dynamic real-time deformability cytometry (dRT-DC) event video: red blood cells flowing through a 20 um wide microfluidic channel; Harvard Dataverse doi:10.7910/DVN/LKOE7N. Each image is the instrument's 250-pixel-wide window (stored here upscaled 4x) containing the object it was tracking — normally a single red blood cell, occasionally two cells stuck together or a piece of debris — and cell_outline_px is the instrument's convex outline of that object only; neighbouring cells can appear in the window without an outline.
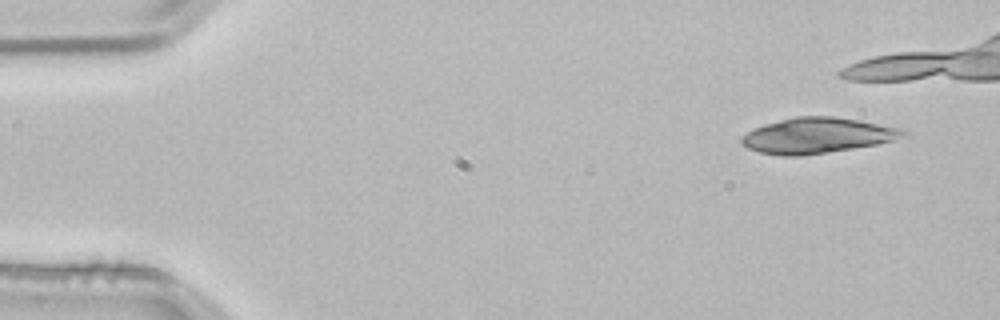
{"species": "common noctule bat (a hibernating species)", "species_latin": "Nyctalus noctula", "temperature_condition": "room temperature", "stored_images_in_passage": 6, "camera_frame_rate_fps": 3000, "um_per_image_px": 0.085, "animal": {"sex": "male", "body_mass_g": 21.5, "forearm_length_mm": 52.0}, "frame": {"image": 1, "passage_image": 1, "time_ms": 0.0, "image_size_px": [1000, 320], "cell_outline_px": [[908, 132], [892, 140], [876, 144], [852, 148], [800, 156], [780, 156], [760, 152], [748, 148], [740, 144], [740, 136], [764, 124], [796, 116], [832, 116], [860, 120], [904, 128]], "centroid_in_image_um": [69.43, 11.51], "position_along_channel_um": 15.6, "area_um2": 33.29}}